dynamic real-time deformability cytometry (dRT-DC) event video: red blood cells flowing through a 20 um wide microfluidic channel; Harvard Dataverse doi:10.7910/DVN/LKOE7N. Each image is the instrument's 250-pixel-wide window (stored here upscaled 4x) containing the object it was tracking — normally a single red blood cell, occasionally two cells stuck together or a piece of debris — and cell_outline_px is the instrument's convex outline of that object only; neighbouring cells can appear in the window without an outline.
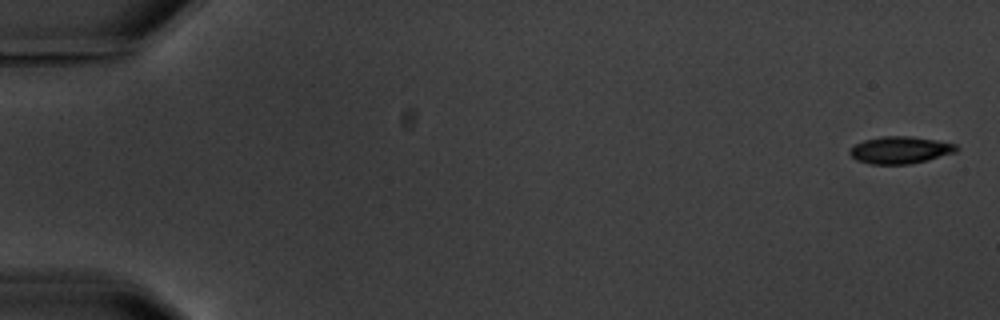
{"species": "common noctule bat (a hibernating species)", "species_latin": "Nyctalus noctula", "temperature_condition": "warm", "stored_images_in_passage": 6, "camera_frame_rate_fps": 3000, "um_per_image_px": 0.085, "animal": {"sex": "male", "body_mass_g": 20.1, "forearm_length_mm": 53.5}, "frame": {"image": 1, "passage_image": 1, "time_ms": 0.0, "image_size_px": [1000, 320], "cell_outline_px": [[960, 148], [956, 152], [928, 160], [908, 164], [872, 164], [856, 160], [848, 152], [856, 144], [864, 140], [880, 136], [908, 136], [936, 140], [956, 144]], "centroid_in_image_um": [76.54, 12.75], "position_along_channel_um": 8.5, "area_um2": 16.82}}
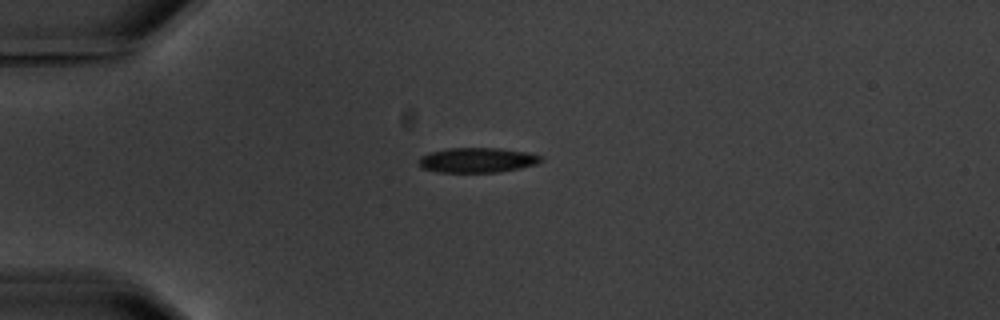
{"frame": {"image": 2, "passage_image": 5, "time_ms": 4.667, "image_size_px": [1000, 320], "cell_outline_px": [[544, 160], [536, 164], [520, 168], [496, 172], [436, 172], [420, 168], [416, 164], [420, 156], [432, 152], [448, 148], [500, 148], [528, 152], [540, 156]], "centroid_in_image_um": [40.52, 13.61], "position_along_channel_um": 44.5, "area_um2": 17.86}}